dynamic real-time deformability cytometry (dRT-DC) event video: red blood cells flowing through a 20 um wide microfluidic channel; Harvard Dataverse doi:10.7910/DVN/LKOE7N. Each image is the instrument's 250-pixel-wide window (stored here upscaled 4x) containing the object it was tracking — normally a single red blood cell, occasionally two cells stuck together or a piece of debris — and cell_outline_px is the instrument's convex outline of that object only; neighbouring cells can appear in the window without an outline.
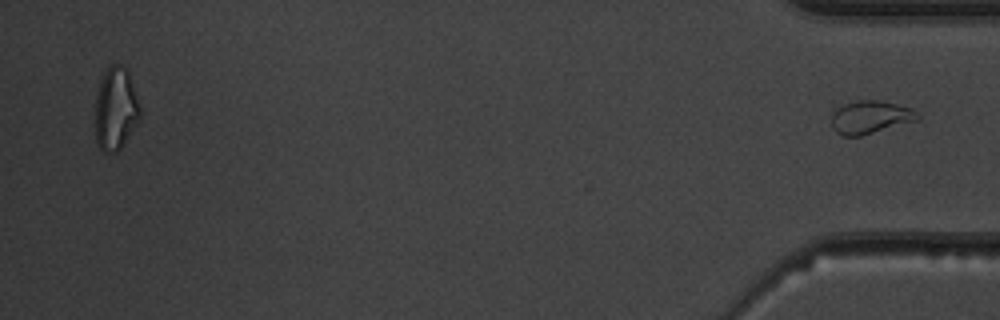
{"species": "common noctule bat (a hibernating species)", "species_latin": "Nyctalus noctula", "temperature_condition": "warm", "stored_images_in_passage": 38, "segment_of_instrument_passage": [2, 2], "camera_frame_rate_fps": 3000, "um_per_image_px": 0.085, "animal": {"sex": "male", "body_mass_g": 19.5, "forearm_length_mm": 54.6}, "frame": {"image": 1, "passage_image": 38, "time_ms": 12.333, "image_size_px": [1000, 320], "cell_outline_px": [[920, 120], [860, 136], [840, 136], [832, 128], [832, 112], [836, 108], [844, 104], [856, 100], [880, 100], [912, 108], [920, 116]], "centroid_in_image_um": [73.98, 9.96], "position_along_channel_um": 361.2, "area_um2": 16.76}}